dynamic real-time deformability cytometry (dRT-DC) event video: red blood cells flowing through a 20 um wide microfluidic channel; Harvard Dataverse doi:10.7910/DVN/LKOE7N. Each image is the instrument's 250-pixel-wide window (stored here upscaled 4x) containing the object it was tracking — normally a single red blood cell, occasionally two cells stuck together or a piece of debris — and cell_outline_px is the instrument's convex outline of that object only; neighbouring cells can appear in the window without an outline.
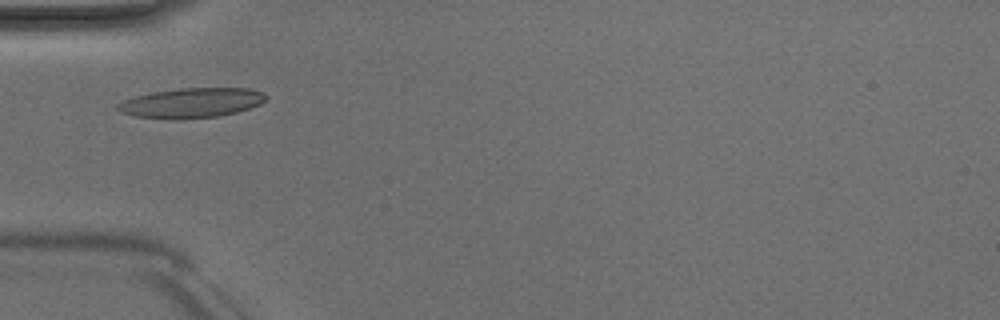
{"species": "Egyptian fruit bat (a non-hibernating species)", "species_latin": "Rousettus aegyptiacus", "temperature_condition": "room temperature", "stored_images_in_passage": 1, "camera_frame_rate_fps": 3000, "um_per_image_px": 0.085, "animal": {"sex": "male"}, "frame": {"image": 1, "passage_image": 1, "time_ms": 0.0, "image_size_px": [1000, 320], "cell_outline_px": [[268, 96], [260, 104], [236, 112], [216, 116], [176, 120], [172, 120], [132, 116], [120, 112], [116, 108], [116, 104], [124, 100], [136, 96], [152, 92], [180, 88], [248, 88], [264, 92]], "centroid_in_image_um": [16.24, 8.75], "position_along_channel_um": 68.8, "area_um2": 25.89}}